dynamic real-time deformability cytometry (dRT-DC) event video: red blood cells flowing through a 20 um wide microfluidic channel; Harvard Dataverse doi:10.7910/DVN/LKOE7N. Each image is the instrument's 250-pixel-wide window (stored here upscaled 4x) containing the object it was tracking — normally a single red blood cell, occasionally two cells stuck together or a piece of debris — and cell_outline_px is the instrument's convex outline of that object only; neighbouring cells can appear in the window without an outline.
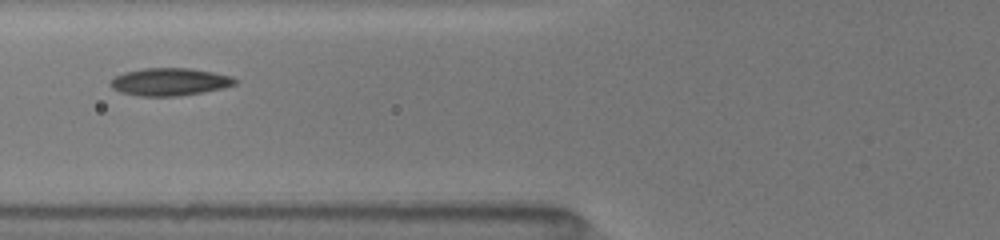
{"species": "common noctule bat (a hibernating species)", "species_latin": "Nyctalus noctula", "temperature_condition": "room temperature", "stored_images_in_passage": 12, "camera_frame_rate_fps": 3000, "um_per_image_px": 0.085, "animal": {"sex": "female", "body_mass_g": 19.5, "forearm_length_mm": 54.1}, "frame": {"image": 1, "passage_image": 7, "time_ms": 2.333, "image_size_px": [1000, 240], "cell_outline_px": [[240, 80], [236, 84], [224, 88], [204, 92], [180, 96], [140, 96], [120, 92], [112, 88], [108, 84], [108, 80], [124, 72], [144, 68], [192, 68], [232, 76]], "centroid_in_image_um": [14.43, 6.96], "position_along_channel_um": 111.4, "area_um2": 20.35}}